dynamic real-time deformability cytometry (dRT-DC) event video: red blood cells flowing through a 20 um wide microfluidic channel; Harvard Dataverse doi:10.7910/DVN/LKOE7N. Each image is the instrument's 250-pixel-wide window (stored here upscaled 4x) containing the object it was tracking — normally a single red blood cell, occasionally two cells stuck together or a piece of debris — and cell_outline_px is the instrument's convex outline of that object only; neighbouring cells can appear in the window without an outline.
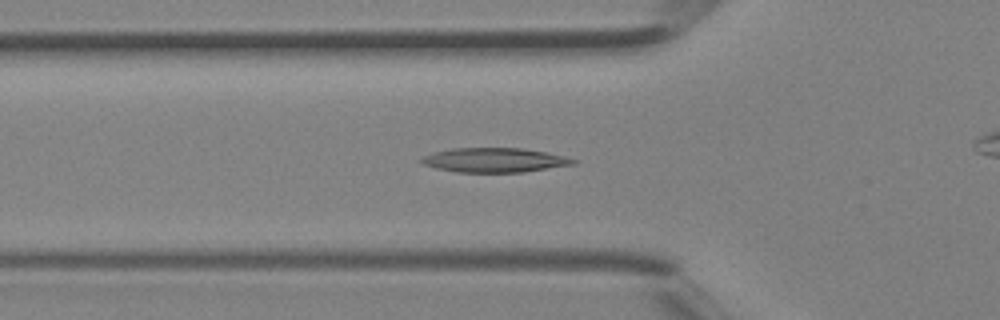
{"species": "Egyptian fruit bat (a non-hibernating species)", "species_latin": "Rousettus aegyptiacus", "temperature_condition": "room temperature", "stored_images_in_passage": 33, "camera_frame_rate_fps": 3000, "um_per_image_px": 0.085, "animal": {"sex": "female"}, "frame": {"image": 1, "passage_image": 13, "time_ms": 4.0, "image_size_px": [1000, 320], "cell_outline_px": [[580, 160], [576, 164], [520, 172], [456, 172], [436, 168], [424, 164], [420, 160], [424, 156], [432, 152], [452, 148], [524, 148], [564, 156]], "centroid_in_image_um": [42.04, 13.6], "position_along_channel_um": 83.8, "area_um2": 21.5}}
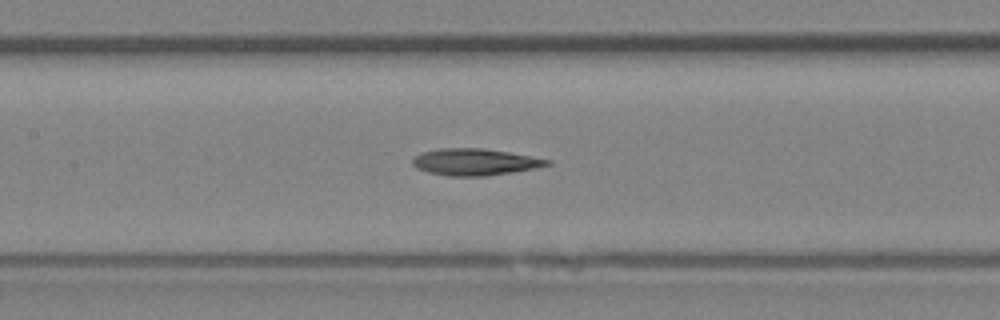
{"frame": {"image": 2, "passage_image": 18, "time_ms": 5.667, "image_size_px": [1000, 320], "cell_outline_px": [[552, 164], [536, 168], [512, 172], [484, 176], [448, 176], [428, 172], [416, 168], [412, 164], [412, 160], [416, 156], [424, 152], [436, 148], [484, 148], [508, 152], [552, 160]], "centroid_in_image_um": [40.37, 13.77], "position_along_channel_um": 167.0, "area_um2": 20.92}}
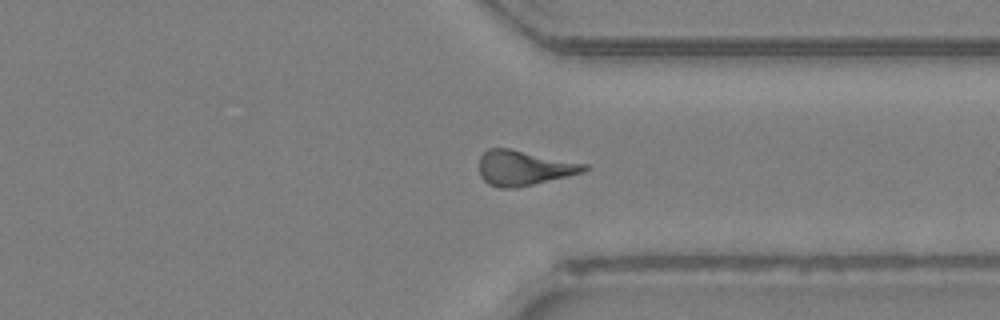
{"frame": {"image": 3, "passage_image": 30, "time_ms": 9.667, "image_size_px": [1000, 320], "cell_outline_px": [[588, 168], [584, 172], [516, 188], [500, 188], [488, 184], [480, 176], [480, 156], [488, 148], [508, 148], [588, 164]], "centroid_in_image_um": [44.52, 14.27], "position_along_channel_um": 366.9, "area_um2": 21.27}}